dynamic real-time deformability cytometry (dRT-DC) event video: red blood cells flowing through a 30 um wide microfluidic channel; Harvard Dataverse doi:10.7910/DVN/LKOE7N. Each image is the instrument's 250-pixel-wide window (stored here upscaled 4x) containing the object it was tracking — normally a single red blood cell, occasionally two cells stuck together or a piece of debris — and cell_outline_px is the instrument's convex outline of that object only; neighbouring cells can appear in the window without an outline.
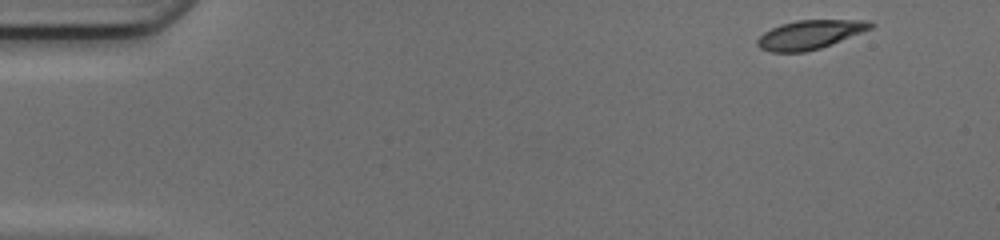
{"species": "common noctule bat (a hibernating species)", "species_latin": "Nyctalus noctula", "temperature_condition": "cold", "stored_images_in_passage": 46, "camera_frame_rate_fps": 3000, "um_per_image_px": 0.085, "animal": {"sex": "female", "body_mass_g": 17.0, "forearm_length_mm": 48.0}, "frame": {"image": 1, "passage_image": 1, "time_ms": 0.0, "image_size_px": [1000, 240], "cell_outline_px": [[876, 24], [872, 28], [820, 48], [804, 52], [772, 52], [760, 48], [756, 44], [756, 40], [764, 32], [780, 24], [796, 20], [868, 20]], "centroid_in_image_um": [68.82, 2.93], "position_along_channel_um": 16.2, "area_um2": 18.96}}
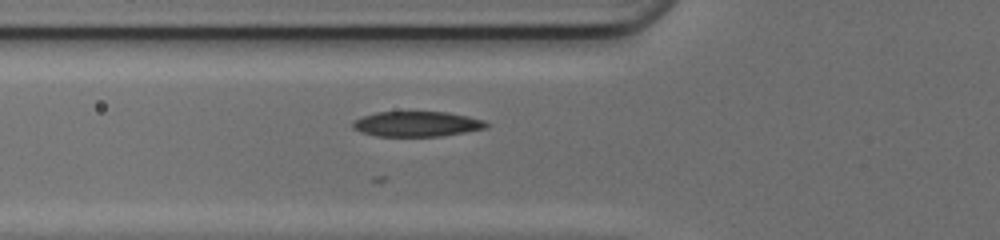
{"frame": {"image": 2, "passage_image": 15, "time_ms": 4.667, "image_size_px": [1000, 240], "cell_outline_px": [[488, 128], [444, 136], [376, 136], [360, 132], [352, 128], [352, 120], [360, 116], [376, 112], [448, 112], [468, 116], [484, 120], [488, 124]], "centroid_in_image_um": [35.41, 10.54], "position_along_channel_um": 90.4, "area_um2": 19.88}}
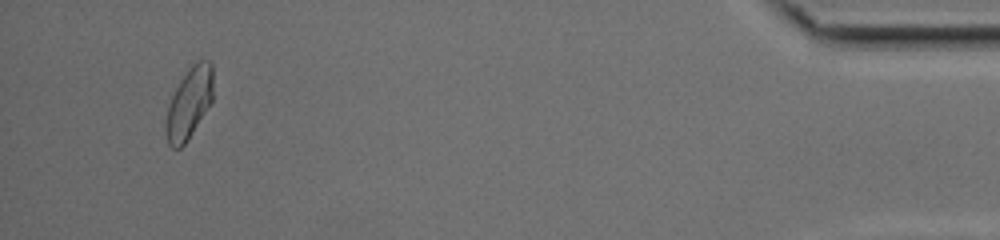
{"frame": {"image": 3, "passage_image": 44, "time_ms": 14.333, "image_size_px": [1000, 240], "cell_outline_px": [[212, 100], [184, 144], [180, 148], [172, 148], [168, 144], [164, 128], [164, 124], [168, 104], [180, 80], [188, 68], [192, 64], [200, 60], [208, 60], [212, 64]], "centroid_in_image_um": [16.04, 8.76], "position_along_channel_um": 419.2, "area_um2": 19.31}}